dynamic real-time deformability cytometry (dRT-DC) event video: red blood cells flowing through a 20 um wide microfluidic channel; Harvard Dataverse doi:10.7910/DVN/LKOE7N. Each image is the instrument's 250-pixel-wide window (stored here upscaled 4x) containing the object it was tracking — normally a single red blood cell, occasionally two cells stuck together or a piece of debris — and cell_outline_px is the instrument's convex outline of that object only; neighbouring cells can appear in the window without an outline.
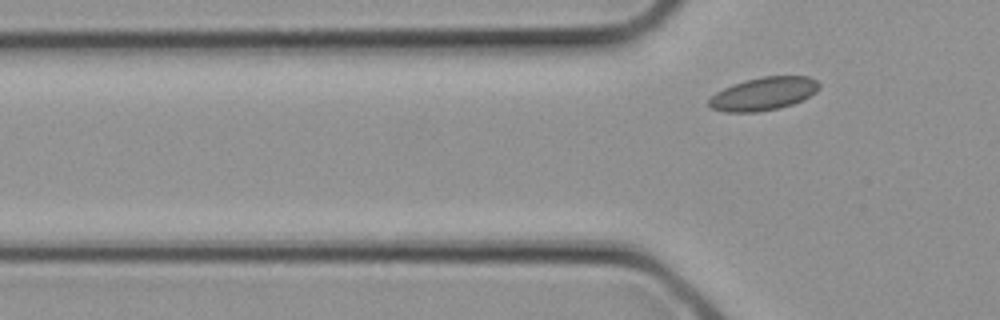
{"species": "common noctule bat (a hibernating species)", "species_latin": "Nyctalus noctula", "temperature_condition": "cold", "stored_images_in_passage": 4, "camera_frame_rate_fps": 3000, "um_per_image_px": 0.085, "animal": {"sex": "female", "body_mass_g": 21.9}, "frame": {"image": 1, "passage_image": 4, "time_ms": 1.0, "image_size_px": [1000, 320], "cell_outline_px": [[820, 88], [816, 92], [804, 100], [780, 108], [756, 112], [724, 112], [712, 108], [708, 104], [708, 100], [716, 92], [732, 84], [744, 80], [764, 76], [808, 76], [816, 80], [820, 84]], "centroid_in_image_um": [64.92, 7.97], "position_along_channel_um": 60.9, "area_um2": 21.39}}